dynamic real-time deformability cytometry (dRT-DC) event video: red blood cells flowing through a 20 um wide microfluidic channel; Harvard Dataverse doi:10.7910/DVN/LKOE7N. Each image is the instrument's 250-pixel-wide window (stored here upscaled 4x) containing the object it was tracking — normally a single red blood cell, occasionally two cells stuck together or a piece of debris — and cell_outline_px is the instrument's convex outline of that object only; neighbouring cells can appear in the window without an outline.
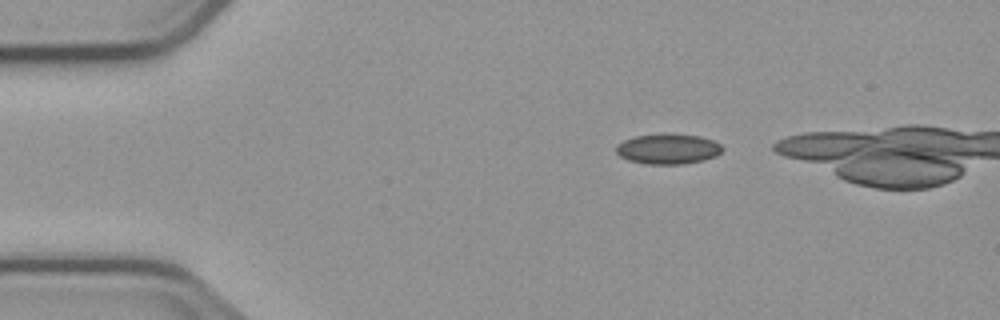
{"species": "common noctule bat (a hibernating species)", "species_latin": "Nyctalus noctula", "temperature_condition": "cold", "stored_images_in_passage": 3, "camera_frame_rate_fps": 3000, "um_per_image_px": 0.085, "animal": {"sex": "male", "body_mass_g": 23.1, "forearm_length_mm": 52.7}, "frame": {"image": 1, "passage_image": 1, "time_ms": 0.0, "image_size_px": [1000, 320], "cell_outline_px": [[724, 148], [716, 156], [704, 160], [680, 164], [644, 164], [628, 160], [620, 156], [616, 152], [616, 144], [624, 140], [636, 136], [664, 132], [672, 132], [700, 136], [712, 140], [720, 144]], "centroid_in_image_um": [56.77, 12.63], "position_along_channel_um": 28.2, "area_um2": 19.13}}